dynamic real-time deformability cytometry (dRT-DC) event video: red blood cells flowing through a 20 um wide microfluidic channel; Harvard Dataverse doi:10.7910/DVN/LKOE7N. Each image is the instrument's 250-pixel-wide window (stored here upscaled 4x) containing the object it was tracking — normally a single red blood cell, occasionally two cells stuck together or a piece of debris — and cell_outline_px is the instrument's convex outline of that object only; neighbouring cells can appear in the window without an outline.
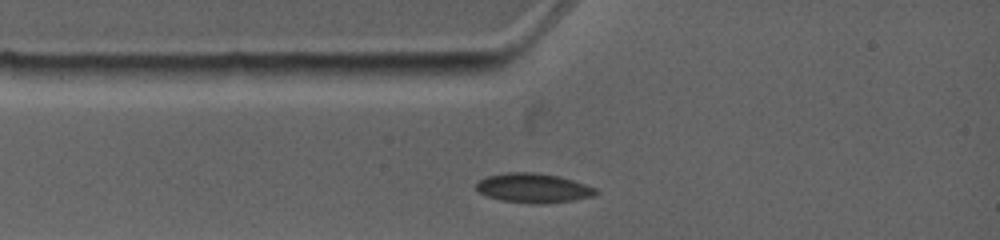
{"species": "common noctule bat (a hibernating species)", "species_latin": "Nyctalus noctula", "temperature_condition": "warm", "stored_images_in_passage": 2, "camera_frame_rate_fps": 4500, "um_per_image_px": 0.085, "animal": {"sex": "female", "body_mass_g": 19.0, "forearm_length_mm": 53.3}, "frame": {"image": 1, "passage_image": 1, "time_ms": 0.0, "image_size_px": [1000, 240], "cell_outline_px": [[600, 192], [596, 196], [572, 200], [540, 204], [532, 204], [500, 200], [488, 196], [480, 192], [476, 188], [476, 184], [480, 180], [488, 176], [508, 172], [532, 172], [560, 176], [596, 188]], "centroid_in_image_um": [45.37, 15.99], "position_along_channel_um": 39.6, "area_um2": 20.46}}